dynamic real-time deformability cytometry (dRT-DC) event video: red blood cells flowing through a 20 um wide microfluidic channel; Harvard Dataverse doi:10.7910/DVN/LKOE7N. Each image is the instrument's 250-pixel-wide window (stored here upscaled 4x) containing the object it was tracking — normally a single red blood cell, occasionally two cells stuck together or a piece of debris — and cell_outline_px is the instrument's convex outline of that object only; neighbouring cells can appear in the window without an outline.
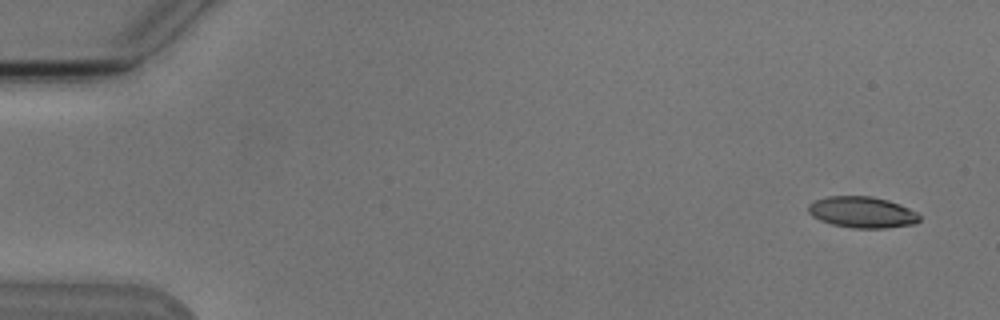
{"species": "Egyptian fruit bat (a non-hibernating species)", "species_latin": "Rousettus aegyptiacus", "temperature_condition": "cold", "stored_images_in_passage": 6, "camera_frame_rate_fps": 3000, "um_per_image_px": 0.085, "animal": {"sex": "male"}, "frame": {"image": 1, "passage_image": 6, "time_ms": 5.667, "image_size_px": [1000, 320], "cell_outline_px": [[920, 220], [916, 224], [884, 228], [852, 228], [832, 224], [820, 220], [812, 216], [808, 212], [808, 204], [816, 200], [828, 196], [868, 196], [888, 200], [900, 204], [916, 212], [920, 216]], "centroid_in_image_um": [73.29, 18.04], "position_along_channel_um": 11.7, "area_um2": 20.23}}